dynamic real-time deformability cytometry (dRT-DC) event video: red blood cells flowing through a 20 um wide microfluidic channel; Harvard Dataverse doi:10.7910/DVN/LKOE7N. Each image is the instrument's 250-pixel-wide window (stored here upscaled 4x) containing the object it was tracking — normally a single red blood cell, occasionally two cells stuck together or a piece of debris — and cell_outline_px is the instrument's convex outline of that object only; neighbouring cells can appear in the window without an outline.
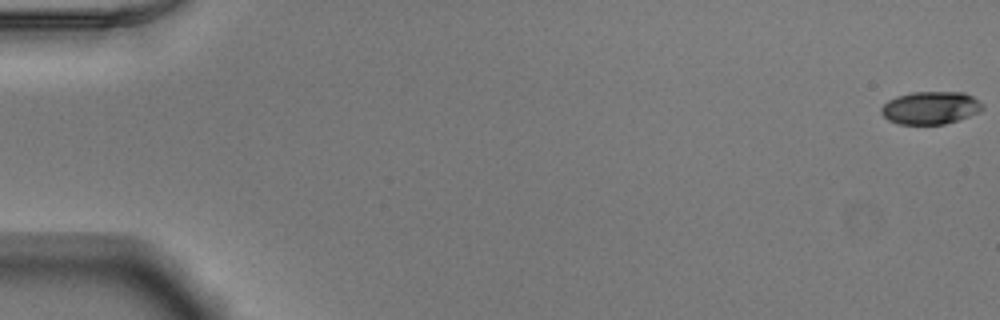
{"species": "Egyptian fruit bat (a non-hibernating species)", "species_latin": "Rousettus aegyptiacus", "temperature_condition": "warm", "stored_images_in_passage": 53, "camera_frame_rate_fps": 3000, "um_per_image_px": 0.085, "animal": {"sex": "male"}, "frame": {"image": 1, "passage_image": 1, "time_ms": 0.0, "image_size_px": [1000, 320], "cell_outline_px": [[984, 108], [980, 112], [944, 124], [900, 124], [888, 120], [880, 112], [880, 108], [888, 100], [896, 96], [912, 92], [964, 92], [972, 96], [984, 104]], "centroid_in_image_um": [79.09, 9.15], "position_along_channel_um": 5.9, "area_um2": 19.36}}
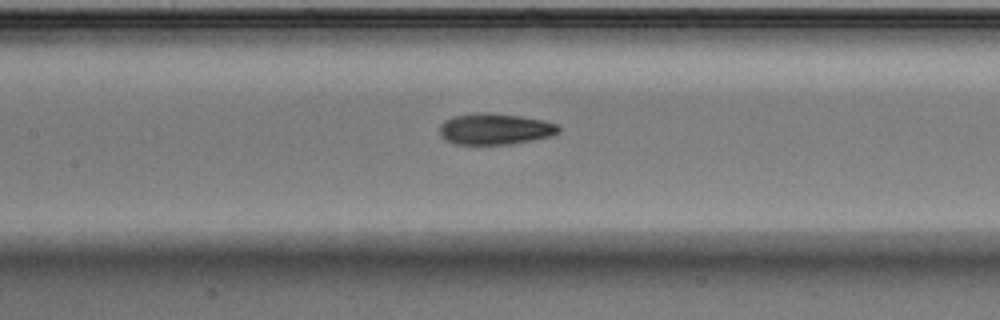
{"frame": {"image": 2, "passage_image": 26, "time_ms": 8.333, "image_size_px": [1000, 320], "cell_outline_px": [[560, 132], [552, 136], [512, 144], [456, 144], [444, 140], [440, 136], [440, 124], [444, 120], [452, 116], [476, 112], [488, 112], [520, 116], [544, 120], [560, 124]], "centroid_in_image_um": [42.08, 10.95], "position_along_channel_um": 165.3, "area_um2": 22.02}}
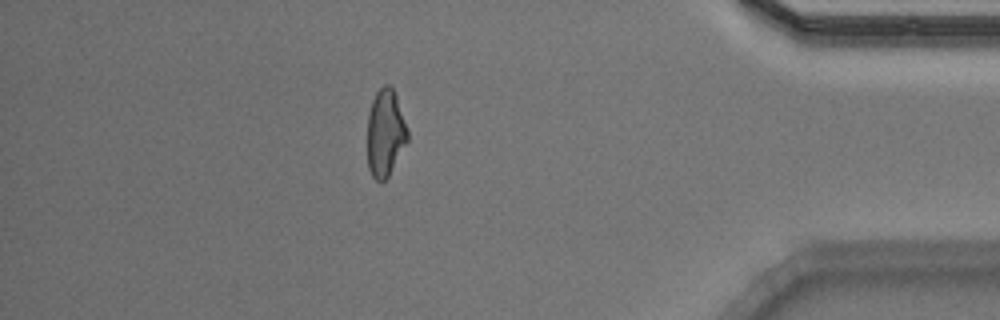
{"frame": {"image": 3, "passage_image": 47, "time_ms": 15.333, "image_size_px": [1000, 320], "cell_outline_px": [[408, 140], [388, 176], [380, 184], [372, 176], [368, 168], [368, 116], [372, 100], [376, 92], [384, 84], [388, 84], [392, 88], [396, 96], [408, 128]], "centroid_in_image_um": [32.75, 11.31], "position_along_channel_um": 402.4, "area_um2": 20.35}, "authors_computed_cell_mechanics": {"area_um2": 20.9236, "velocity_mm_per_s": 3.9165, "shape_relaxation_time_tau1_ms": 4.6296, "shape_relaxation_time_tau2_ms": 2.1305, "deformation_change_tau1": 0.1543, "deformation_change_tau2": 0.0792}}